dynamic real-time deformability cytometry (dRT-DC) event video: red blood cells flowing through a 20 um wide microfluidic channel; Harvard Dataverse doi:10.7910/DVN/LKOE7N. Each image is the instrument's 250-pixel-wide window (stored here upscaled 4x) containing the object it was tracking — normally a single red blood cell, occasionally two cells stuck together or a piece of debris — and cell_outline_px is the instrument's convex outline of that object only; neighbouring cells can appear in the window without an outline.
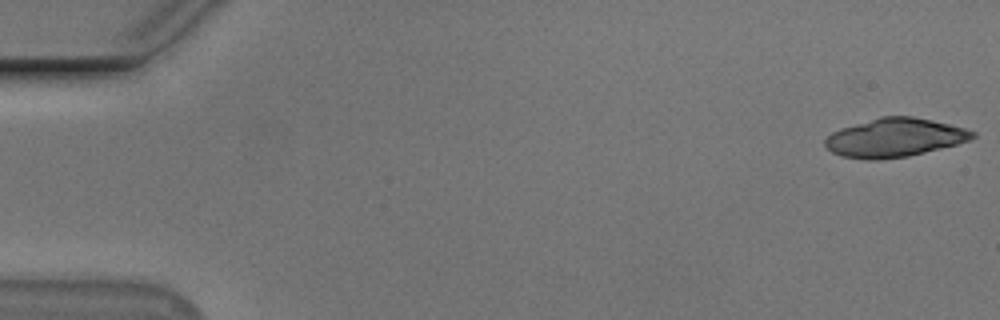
{"species": "Egyptian fruit bat (a non-hibernating species)", "species_latin": "Rousettus aegyptiacus", "temperature_condition": "cold", "stored_images_in_passage": 19, "camera_frame_rate_fps": 3000, "um_per_image_px": 0.085, "animal": {"sex": "male"}, "frame": {"image": 1, "passage_image": 1, "time_ms": 0.0, "image_size_px": [1000, 320], "cell_outline_px": [[976, 136], [968, 140], [956, 144], [908, 156], [872, 160], [868, 160], [844, 156], [832, 152], [824, 144], [824, 140], [832, 132], [840, 128], [880, 116], [912, 116], [932, 120], [964, 128], [976, 132]], "centroid_in_image_um": [76.02, 11.69], "position_along_channel_um": 9.0, "area_um2": 32.89}}